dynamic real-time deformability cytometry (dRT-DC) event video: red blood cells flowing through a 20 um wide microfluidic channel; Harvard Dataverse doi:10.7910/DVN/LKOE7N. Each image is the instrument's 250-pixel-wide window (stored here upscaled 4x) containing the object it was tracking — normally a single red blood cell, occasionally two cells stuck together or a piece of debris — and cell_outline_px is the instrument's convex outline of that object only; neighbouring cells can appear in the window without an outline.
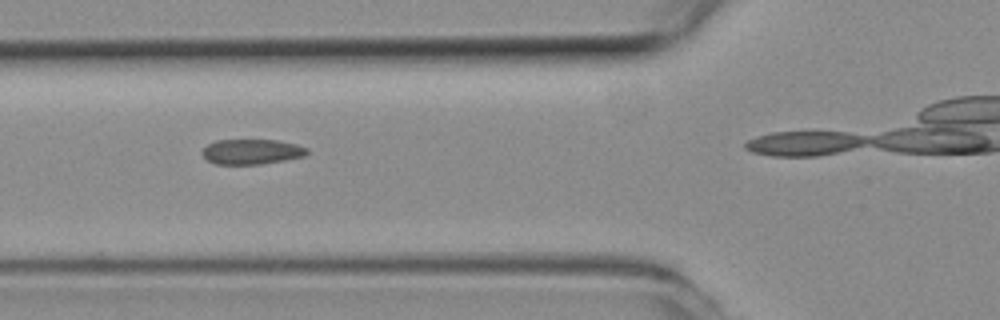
{"species": "common noctule bat (a hibernating species)", "species_latin": "Nyctalus noctula", "temperature_condition": "room temperature", "stored_images_in_passage": 13, "camera_frame_rate_fps": 3000, "um_per_image_px": 0.085, "animal": {"sex": "female", "body_mass_g": 19.3, "forearm_length_mm": 54.1}, "frame": {"image": 1, "passage_image": 3, "time_ms": 0.667, "image_size_px": [1000, 320], "cell_outline_px": [[308, 152], [304, 156], [284, 160], [260, 164], [216, 164], [208, 160], [200, 152], [208, 144], [216, 140], [280, 140], [296, 144], [308, 148]], "centroid_in_image_um": [21.39, 12.88], "position_along_channel_um": 104.4, "area_um2": 15.32}}